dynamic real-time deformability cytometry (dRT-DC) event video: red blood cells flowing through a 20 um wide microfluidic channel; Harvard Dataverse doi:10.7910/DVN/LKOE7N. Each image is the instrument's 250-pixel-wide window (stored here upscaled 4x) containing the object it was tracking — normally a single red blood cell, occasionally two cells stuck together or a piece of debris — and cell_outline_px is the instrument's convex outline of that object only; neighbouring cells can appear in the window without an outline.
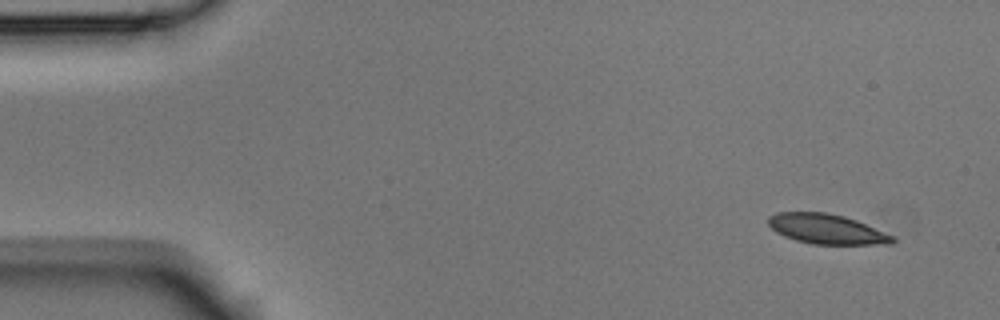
{"species": "Egyptian fruit bat (a non-hibernating species)", "species_latin": "Rousettus aegyptiacus", "temperature_condition": "room temperature", "stored_images_in_passage": 5, "segment_of_instrument_passage": [1, 2], "camera_frame_rate_fps": 3000, "um_per_image_px": 0.085, "animal": {"sex": "male"}, "frame": {"image": 1, "passage_image": 1, "time_ms": 0.0, "image_size_px": [1000, 320], "cell_outline_px": [[896, 240], [892, 244], [812, 244], [796, 240], [784, 236], [776, 232], [768, 224], [768, 216], [776, 212], [828, 212], [844, 216], [856, 220], [896, 236]], "centroid_in_image_um": [70.29, 19.46], "position_along_channel_um": 14.7, "area_um2": 21.79}}